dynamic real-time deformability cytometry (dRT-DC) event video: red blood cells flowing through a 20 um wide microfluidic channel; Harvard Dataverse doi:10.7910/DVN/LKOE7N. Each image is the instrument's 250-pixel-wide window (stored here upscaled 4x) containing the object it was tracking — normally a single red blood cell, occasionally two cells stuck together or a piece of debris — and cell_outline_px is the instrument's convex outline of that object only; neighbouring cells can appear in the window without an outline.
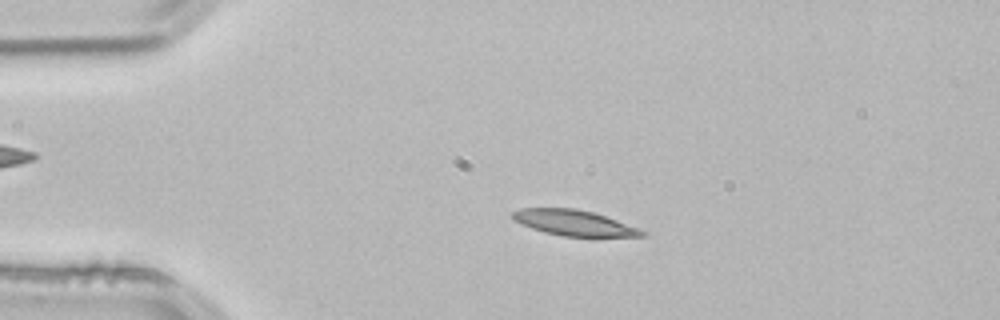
{"species": "common noctule bat (a hibernating species)", "species_latin": "Nyctalus noctula", "temperature_condition": "room temperature", "stored_images_in_passage": 53, "camera_frame_rate_fps": 3000, "um_per_image_px": 0.085, "animal": {"sex": "male", "body_mass_g": 21.5, "forearm_length_mm": 52.0}, "frame": {"image": 1, "passage_image": 11, "time_ms": 3.333, "image_size_px": [1000, 320], "cell_outline_px": [[648, 236], [564, 236], [544, 232], [532, 228], [512, 220], [512, 212], [520, 208], [576, 208], [592, 212], [640, 228], [648, 232]], "centroid_in_image_um": [48.79, 18.94], "position_along_channel_um": 36.2, "area_um2": 19.19}}
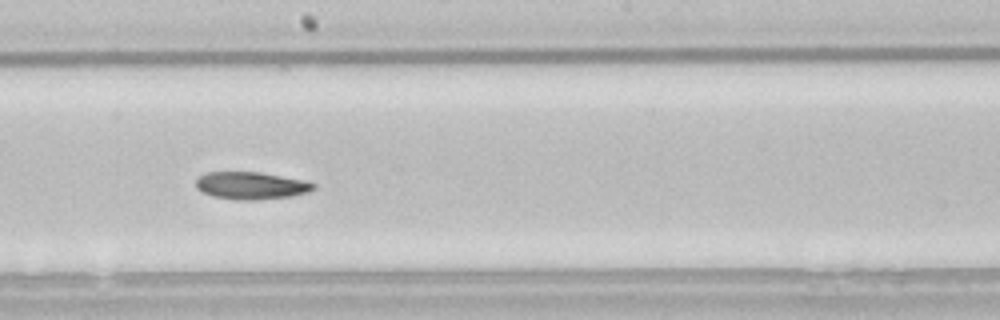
{"frame": {"image": 2, "passage_image": 29, "time_ms": 9.333, "image_size_px": [1000, 320], "cell_outline_px": [[316, 188], [308, 192], [292, 196], [260, 200], [236, 200], [212, 196], [200, 192], [196, 188], [196, 180], [204, 172], [260, 172], [304, 180], [316, 184]], "centroid_in_image_um": [21.33, 15.78], "position_along_channel_um": 226.9, "area_um2": 19.02}}
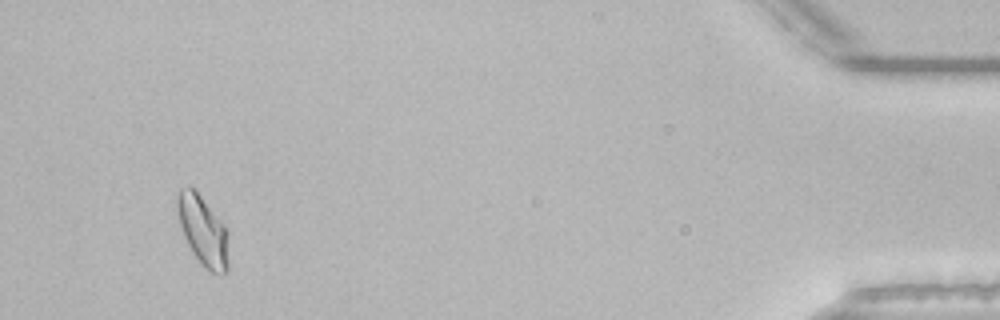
{"frame": {"image": 3, "passage_image": 50, "time_ms": 16.333, "image_size_px": [1000, 320], "cell_outline_px": [[228, 272], [208, 272], [200, 264], [192, 252], [184, 236], [180, 224], [176, 208], [176, 196], [180, 188], [188, 184], [200, 196], [228, 228]], "centroid_in_image_um": [17.25, 19.61], "position_along_channel_um": 418.0, "area_um2": 21.04}, "authors_computed_cell_mechanics": {"area_um2": 19.5942, "velocity_mm_per_s": 3.8056, "shape_relaxation_time_tau1_ms": 9.6694, "shape_relaxation_time_tau2_ms": null, "deformation_change_tau1": 0.2201, "deformation_change_tau2": null}}